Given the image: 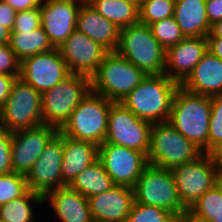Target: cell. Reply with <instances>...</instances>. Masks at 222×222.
I'll use <instances>...</instances> for the list:
<instances>
[{
    "label": "cell",
    "mask_w": 222,
    "mask_h": 222,
    "mask_svg": "<svg viewBox=\"0 0 222 222\" xmlns=\"http://www.w3.org/2000/svg\"><path fill=\"white\" fill-rule=\"evenodd\" d=\"M210 115V97L189 92L179 85L172 100L168 122L207 154Z\"/></svg>",
    "instance_id": "cell-1"
},
{
    "label": "cell",
    "mask_w": 222,
    "mask_h": 222,
    "mask_svg": "<svg viewBox=\"0 0 222 222\" xmlns=\"http://www.w3.org/2000/svg\"><path fill=\"white\" fill-rule=\"evenodd\" d=\"M179 84L167 75H146L121 103L138 118L151 123L167 122Z\"/></svg>",
    "instance_id": "cell-2"
},
{
    "label": "cell",
    "mask_w": 222,
    "mask_h": 222,
    "mask_svg": "<svg viewBox=\"0 0 222 222\" xmlns=\"http://www.w3.org/2000/svg\"><path fill=\"white\" fill-rule=\"evenodd\" d=\"M116 53L146 75L164 73L166 50L154 38L148 25L137 23L120 29Z\"/></svg>",
    "instance_id": "cell-3"
},
{
    "label": "cell",
    "mask_w": 222,
    "mask_h": 222,
    "mask_svg": "<svg viewBox=\"0 0 222 222\" xmlns=\"http://www.w3.org/2000/svg\"><path fill=\"white\" fill-rule=\"evenodd\" d=\"M146 74L127 59L110 51L91 76V91L113 102H121Z\"/></svg>",
    "instance_id": "cell-4"
},
{
    "label": "cell",
    "mask_w": 222,
    "mask_h": 222,
    "mask_svg": "<svg viewBox=\"0 0 222 222\" xmlns=\"http://www.w3.org/2000/svg\"><path fill=\"white\" fill-rule=\"evenodd\" d=\"M113 101L90 91L59 130L62 135L100 146L104 143Z\"/></svg>",
    "instance_id": "cell-5"
},
{
    "label": "cell",
    "mask_w": 222,
    "mask_h": 222,
    "mask_svg": "<svg viewBox=\"0 0 222 222\" xmlns=\"http://www.w3.org/2000/svg\"><path fill=\"white\" fill-rule=\"evenodd\" d=\"M91 91V77L71 73L50 90L41 94L43 124L60 130L71 113Z\"/></svg>",
    "instance_id": "cell-6"
},
{
    "label": "cell",
    "mask_w": 222,
    "mask_h": 222,
    "mask_svg": "<svg viewBox=\"0 0 222 222\" xmlns=\"http://www.w3.org/2000/svg\"><path fill=\"white\" fill-rule=\"evenodd\" d=\"M202 154L198 147L168 121L152 123L150 149L147 154L150 165L171 170L196 160Z\"/></svg>",
    "instance_id": "cell-7"
},
{
    "label": "cell",
    "mask_w": 222,
    "mask_h": 222,
    "mask_svg": "<svg viewBox=\"0 0 222 222\" xmlns=\"http://www.w3.org/2000/svg\"><path fill=\"white\" fill-rule=\"evenodd\" d=\"M41 104V94L17 77L0 108V125L11 132L43 125Z\"/></svg>",
    "instance_id": "cell-8"
},
{
    "label": "cell",
    "mask_w": 222,
    "mask_h": 222,
    "mask_svg": "<svg viewBox=\"0 0 222 222\" xmlns=\"http://www.w3.org/2000/svg\"><path fill=\"white\" fill-rule=\"evenodd\" d=\"M133 191L136 203L160 207L174 215L185 209L170 170L149 164L138 178Z\"/></svg>",
    "instance_id": "cell-9"
},
{
    "label": "cell",
    "mask_w": 222,
    "mask_h": 222,
    "mask_svg": "<svg viewBox=\"0 0 222 222\" xmlns=\"http://www.w3.org/2000/svg\"><path fill=\"white\" fill-rule=\"evenodd\" d=\"M151 127V122L138 118L121 102H113L104 143L136 149L147 155L150 149Z\"/></svg>",
    "instance_id": "cell-10"
},
{
    "label": "cell",
    "mask_w": 222,
    "mask_h": 222,
    "mask_svg": "<svg viewBox=\"0 0 222 222\" xmlns=\"http://www.w3.org/2000/svg\"><path fill=\"white\" fill-rule=\"evenodd\" d=\"M182 205L191 208L208 190L215 186L217 169L210 154L203 153L196 160L172 168Z\"/></svg>",
    "instance_id": "cell-11"
},
{
    "label": "cell",
    "mask_w": 222,
    "mask_h": 222,
    "mask_svg": "<svg viewBox=\"0 0 222 222\" xmlns=\"http://www.w3.org/2000/svg\"><path fill=\"white\" fill-rule=\"evenodd\" d=\"M99 160L115 185L131 188L149 165L144 152L113 143L99 146Z\"/></svg>",
    "instance_id": "cell-12"
},
{
    "label": "cell",
    "mask_w": 222,
    "mask_h": 222,
    "mask_svg": "<svg viewBox=\"0 0 222 222\" xmlns=\"http://www.w3.org/2000/svg\"><path fill=\"white\" fill-rule=\"evenodd\" d=\"M70 74L58 48L27 57L20 62L19 77L40 94L50 90Z\"/></svg>",
    "instance_id": "cell-13"
},
{
    "label": "cell",
    "mask_w": 222,
    "mask_h": 222,
    "mask_svg": "<svg viewBox=\"0 0 222 222\" xmlns=\"http://www.w3.org/2000/svg\"><path fill=\"white\" fill-rule=\"evenodd\" d=\"M63 152V135L58 132L25 176L28 190L45 197L51 190L65 186L61 171Z\"/></svg>",
    "instance_id": "cell-14"
},
{
    "label": "cell",
    "mask_w": 222,
    "mask_h": 222,
    "mask_svg": "<svg viewBox=\"0 0 222 222\" xmlns=\"http://www.w3.org/2000/svg\"><path fill=\"white\" fill-rule=\"evenodd\" d=\"M59 132L46 124L11 132V167L13 172L27 175L49 141Z\"/></svg>",
    "instance_id": "cell-15"
},
{
    "label": "cell",
    "mask_w": 222,
    "mask_h": 222,
    "mask_svg": "<svg viewBox=\"0 0 222 222\" xmlns=\"http://www.w3.org/2000/svg\"><path fill=\"white\" fill-rule=\"evenodd\" d=\"M84 0H42L41 27L44 29L54 48L76 30L77 14Z\"/></svg>",
    "instance_id": "cell-16"
},
{
    "label": "cell",
    "mask_w": 222,
    "mask_h": 222,
    "mask_svg": "<svg viewBox=\"0 0 222 222\" xmlns=\"http://www.w3.org/2000/svg\"><path fill=\"white\" fill-rule=\"evenodd\" d=\"M71 73L91 77L109 52L77 29L58 48Z\"/></svg>",
    "instance_id": "cell-17"
},
{
    "label": "cell",
    "mask_w": 222,
    "mask_h": 222,
    "mask_svg": "<svg viewBox=\"0 0 222 222\" xmlns=\"http://www.w3.org/2000/svg\"><path fill=\"white\" fill-rule=\"evenodd\" d=\"M207 51L206 37H185L166 50L164 74L181 85Z\"/></svg>",
    "instance_id": "cell-18"
},
{
    "label": "cell",
    "mask_w": 222,
    "mask_h": 222,
    "mask_svg": "<svg viewBox=\"0 0 222 222\" xmlns=\"http://www.w3.org/2000/svg\"><path fill=\"white\" fill-rule=\"evenodd\" d=\"M134 202L133 188L122 185L88 198L92 219L99 222H126Z\"/></svg>",
    "instance_id": "cell-19"
},
{
    "label": "cell",
    "mask_w": 222,
    "mask_h": 222,
    "mask_svg": "<svg viewBox=\"0 0 222 222\" xmlns=\"http://www.w3.org/2000/svg\"><path fill=\"white\" fill-rule=\"evenodd\" d=\"M48 206V210L46 209ZM44 212L53 213L55 222H92L88 198L69 186L51 190L44 197ZM56 216V217H55Z\"/></svg>",
    "instance_id": "cell-20"
},
{
    "label": "cell",
    "mask_w": 222,
    "mask_h": 222,
    "mask_svg": "<svg viewBox=\"0 0 222 222\" xmlns=\"http://www.w3.org/2000/svg\"><path fill=\"white\" fill-rule=\"evenodd\" d=\"M76 29L100 43L109 52L115 51L118 46L120 29L99 14L87 0L79 8Z\"/></svg>",
    "instance_id": "cell-21"
},
{
    "label": "cell",
    "mask_w": 222,
    "mask_h": 222,
    "mask_svg": "<svg viewBox=\"0 0 222 222\" xmlns=\"http://www.w3.org/2000/svg\"><path fill=\"white\" fill-rule=\"evenodd\" d=\"M180 86L208 97L222 95V60L207 51Z\"/></svg>",
    "instance_id": "cell-22"
},
{
    "label": "cell",
    "mask_w": 222,
    "mask_h": 222,
    "mask_svg": "<svg viewBox=\"0 0 222 222\" xmlns=\"http://www.w3.org/2000/svg\"><path fill=\"white\" fill-rule=\"evenodd\" d=\"M62 183L68 186L85 168L99 159V146L63 135Z\"/></svg>",
    "instance_id": "cell-23"
},
{
    "label": "cell",
    "mask_w": 222,
    "mask_h": 222,
    "mask_svg": "<svg viewBox=\"0 0 222 222\" xmlns=\"http://www.w3.org/2000/svg\"><path fill=\"white\" fill-rule=\"evenodd\" d=\"M185 37H206L210 31L206 0H175L173 13Z\"/></svg>",
    "instance_id": "cell-24"
},
{
    "label": "cell",
    "mask_w": 222,
    "mask_h": 222,
    "mask_svg": "<svg viewBox=\"0 0 222 222\" xmlns=\"http://www.w3.org/2000/svg\"><path fill=\"white\" fill-rule=\"evenodd\" d=\"M43 207L44 197L28 190L23 196L0 206V219L5 222H38Z\"/></svg>",
    "instance_id": "cell-25"
},
{
    "label": "cell",
    "mask_w": 222,
    "mask_h": 222,
    "mask_svg": "<svg viewBox=\"0 0 222 222\" xmlns=\"http://www.w3.org/2000/svg\"><path fill=\"white\" fill-rule=\"evenodd\" d=\"M68 186L89 198L110 190L115 184L98 159L78 174Z\"/></svg>",
    "instance_id": "cell-26"
},
{
    "label": "cell",
    "mask_w": 222,
    "mask_h": 222,
    "mask_svg": "<svg viewBox=\"0 0 222 222\" xmlns=\"http://www.w3.org/2000/svg\"><path fill=\"white\" fill-rule=\"evenodd\" d=\"M119 29L139 23V6L128 0H87Z\"/></svg>",
    "instance_id": "cell-27"
},
{
    "label": "cell",
    "mask_w": 222,
    "mask_h": 222,
    "mask_svg": "<svg viewBox=\"0 0 222 222\" xmlns=\"http://www.w3.org/2000/svg\"><path fill=\"white\" fill-rule=\"evenodd\" d=\"M8 44L20 62L27 57L54 49L42 27L33 31L11 33Z\"/></svg>",
    "instance_id": "cell-28"
},
{
    "label": "cell",
    "mask_w": 222,
    "mask_h": 222,
    "mask_svg": "<svg viewBox=\"0 0 222 222\" xmlns=\"http://www.w3.org/2000/svg\"><path fill=\"white\" fill-rule=\"evenodd\" d=\"M210 222H222V194L214 186L201 196L190 208Z\"/></svg>",
    "instance_id": "cell-29"
},
{
    "label": "cell",
    "mask_w": 222,
    "mask_h": 222,
    "mask_svg": "<svg viewBox=\"0 0 222 222\" xmlns=\"http://www.w3.org/2000/svg\"><path fill=\"white\" fill-rule=\"evenodd\" d=\"M175 0H143L139 6V22L150 25L173 16Z\"/></svg>",
    "instance_id": "cell-30"
},
{
    "label": "cell",
    "mask_w": 222,
    "mask_h": 222,
    "mask_svg": "<svg viewBox=\"0 0 222 222\" xmlns=\"http://www.w3.org/2000/svg\"><path fill=\"white\" fill-rule=\"evenodd\" d=\"M154 38L165 50L185 38L175 18L169 17L149 25Z\"/></svg>",
    "instance_id": "cell-31"
},
{
    "label": "cell",
    "mask_w": 222,
    "mask_h": 222,
    "mask_svg": "<svg viewBox=\"0 0 222 222\" xmlns=\"http://www.w3.org/2000/svg\"><path fill=\"white\" fill-rule=\"evenodd\" d=\"M28 191L25 175L16 172L0 175V206Z\"/></svg>",
    "instance_id": "cell-32"
},
{
    "label": "cell",
    "mask_w": 222,
    "mask_h": 222,
    "mask_svg": "<svg viewBox=\"0 0 222 222\" xmlns=\"http://www.w3.org/2000/svg\"><path fill=\"white\" fill-rule=\"evenodd\" d=\"M175 215L160 207L134 202L126 222H174Z\"/></svg>",
    "instance_id": "cell-33"
},
{
    "label": "cell",
    "mask_w": 222,
    "mask_h": 222,
    "mask_svg": "<svg viewBox=\"0 0 222 222\" xmlns=\"http://www.w3.org/2000/svg\"><path fill=\"white\" fill-rule=\"evenodd\" d=\"M208 134V154L222 144V95L212 96Z\"/></svg>",
    "instance_id": "cell-34"
},
{
    "label": "cell",
    "mask_w": 222,
    "mask_h": 222,
    "mask_svg": "<svg viewBox=\"0 0 222 222\" xmlns=\"http://www.w3.org/2000/svg\"><path fill=\"white\" fill-rule=\"evenodd\" d=\"M41 27L40 7L18 11L15 17V24L11 33H22V31H33Z\"/></svg>",
    "instance_id": "cell-35"
},
{
    "label": "cell",
    "mask_w": 222,
    "mask_h": 222,
    "mask_svg": "<svg viewBox=\"0 0 222 222\" xmlns=\"http://www.w3.org/2000/svg\"><path fill=\"white\" fill-rule=\"evenodd\" d=\"M13 172L11 167V131L0 125V175Z\"/></svg>",
    "instance_id": "cell-36"
},
{
    "label": "cell",
    "mask_w": 222,
    "mask_h": 222,
    "mask_svg": "<svg viewBox=\"0 0 222 222\" xmlns=\"http://www.w3.org/2000/svg\"><path fill=\"white\" fill-rule=\"evenodd\" d=\"M0 74L19 76L20 61L10 49L9 44L0 45Z\"/></svg>",
    "instance_id": "cell-37"
},
{
    "label": "cell",
    "mask_w": 222,
    "mask_h": 222,
    "mask_svg": "<svg viewBox=\"0 0 222 222\" xmlns=\"http://www.w3.org/2000/svg\"><path fill=\"white\" fill-rule=\"evenodd\" d=\"M16 13L7 2L0 0V25L12 31L15 24Z\"/></svg>",
    "instance_id": "cell-38"
},
{
    "label": "cell",
    "mask_w": 222,
    "mask_h": 222,
    "mask_svg": "<svg viewBox=\"0 0 222 222\" xmlns=\"http://www.w3.org/2000/svg\"><path fill=\"white\" fill-rule=\"evenodd\" d=\"M206 12L210 25L222 20V0H206Z\"/></svg>",
    "instance_id": "cell-39"
},
{
    "label": "cell",
    "mask_w": 222,
    "mask_h": 222,
    "mask_svg": "<svg viewBox=\"0 0 222 222\" xmlns=\"http://www.w3.org/2000/svg\"><path fill=\"white\" fill-rule=\"evenodd\" d=\"M8 74H0V108L5 104L16 78Z\"/></svg>",
    "instance_id": "cell-40"
},
{
    "label": "cell",
    "mask_w": 222,
    "mask_h": 222,
    "mask_svg": "<svg viewBox=\"0 0 222 222\" xmlns=\"http://www.w3.org/2000/svg\"><path fill=\"white\" fill-rule=\"evenodd\" d=\"M16 12L40 7L42 0H3Z\"/></svg>",
    "instance_id": "cell-41"
},
{
    "label": "cell",
    "mask_w": 222,
    "mask_h": 222,
    "mask_svg": "<svg viewBox=\"0 0 222 222\" xmlns=\"http://www.w3.org/2000/svg\"><path fill=\"white\" fill-rule=\"evenodd\" d=\"M174 222H210L196 214L190 208H185L180 214L175 215Z\"/></svg>",
    "instance_id": "cell-42"
},
{
    "label": "cell",
    "mask_w": 222,
    "mask_h": 222,
    "mask_svg": "<svg viewBox=\"0 0 222 222\" xmlns=\"http://www.w3.org/2000/svg\"><path fill=\"white\" fill-rule=\"evenodd\" d=\"M208 51L222 60V39L207 38Z\"/></svg>",
    "instance_id": "cell-43"
},
{
    "label": "cell",
    "mask_w": 222,
    "mask_h": 222,
    "mask_svg": "<svg viewBox=\"0 0 222 222\" xmlns=\"http://www.w3.org/2000/svg\"><path fill=\"white\" fill-rule=\"evenodd\" d=\"M217 172H222V144L213 149L210 153Z\"/></svg>",
    "instance_id": "cell-44"
},
{
    "label": "cell",
    "mask_w": 222,
    "mask_h": 222,
    "mask_svg": "<svg viewBox=\"0 0 222 222\" xmlns=\"http://www.w3.org/2000/svg\"><path fill=\"white\" fill-rule=\"evenodd\" d=\"M206 38H221L222 39V20L213 23L210 26L209 34Z\"/></svg>",
    "instance_id": "cell-45"
},
{
    "label": "cell",
    "mask_w": 222,
    "mask_h": 222,
    "mask_svg": "<svg viewBox=\"0 0 222 222\" xmlns=\"http://www.w3.org/2000/svg\"><path fill=\"white\" fill-rule=\"evenodd\" d=\"M11 31L8 28L0 25V45L8 44L10 40Z\"/></svg>",
    "instance_id": "cell-46"
},
{
    "label": "cell",
    "mask_w": 222,
    "mask_h": 222,
    "mask_svg": "<svg viewBox=\"0 0 222 222\" xmlns=\"http://www.w3.org/2000/svg\"><path fill=\"white\" fill-rule=\"evenodd\" d=\"M215 187L222 194V172H217V174H216V177H215Z\"/></svg>",
    "instance_id": "cell-47"
},
{
    "label": "cell",
    "mask_w": 222,
    "mask_h": 222,
    "mask_svg": "<svg viewBox=\"0 0 222 222\" xmlns=\"http://www.w3.org/2000/svg\"><path fill=\"white\" fill-rule=\"evenodd\" d=\"M128 1L133 2V3L137 4L138 6H140V4L143 0H128Z\"/></svg>",
    "instance_id": "cell-48"
}]
</instances>
